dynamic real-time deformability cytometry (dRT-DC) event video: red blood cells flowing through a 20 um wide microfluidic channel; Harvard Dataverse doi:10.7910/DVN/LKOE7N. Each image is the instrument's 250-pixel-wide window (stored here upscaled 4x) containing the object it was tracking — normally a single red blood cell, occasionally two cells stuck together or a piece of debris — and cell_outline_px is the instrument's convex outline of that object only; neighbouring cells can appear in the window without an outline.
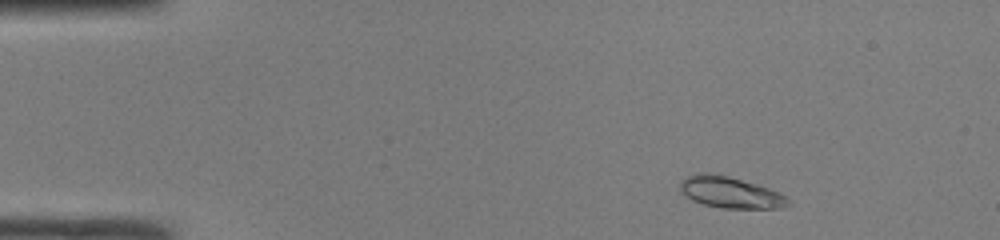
{"species": "common noctule bat (a hibernating species)", "species_latin": "Nyctalus noctula", "temperature_condition": "room temperature", "stored_images_in_passage": 46, "camera_frame_rate_fps": 3000, "um_per_image_px": 0.085, "animal": {"sex": "male", "body_mass_g": 19.0, "forearm_length_mm": 50.8}, "frame": {"image": 1, "passage_image": 4, "time_ms": 1.0, "image_size_px": [1000, 240], "cell_outline_px": [[792, 204], [780, 208], [720, 208], [704, 204], [692, 200], [680, 192], [680, 180], [696, 172], [704, 172], [728, 176], [756, 184], [780, 192], [788, 196], [792, 200]], "centroid_in_image_um": [62.1, 16.36], "position_along_channel_um": 22.9, "area_um2": 19.94}}
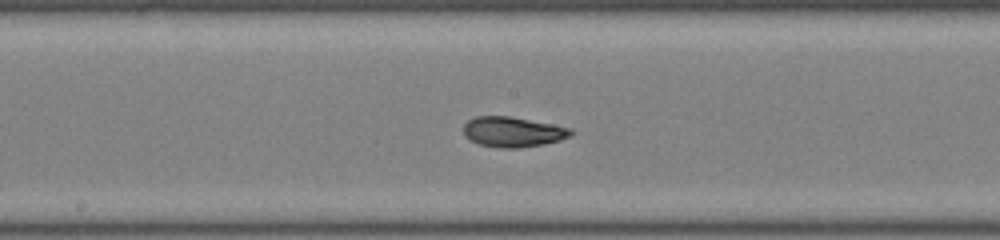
{"frame": {"image": 2, "passage_image": 23, "time_ms": 7.333, "image_size_px": [1000, 240], "cell_outline_px": [[572, 136], [560, 140], [544, 144], [520, 148], [500, 148], [480, 144], [464, 136], [464, 124], [468, 120], [476, 116], [512, 116], [572, 128]], "centroid_in_image_um": [43.61, 11.2], "position_along_channel_um": 204.6, "area_um2": 18.96}}
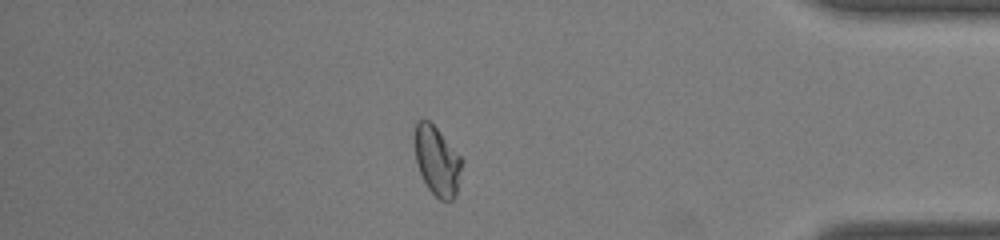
{"frame": {"image": 3, "passage_image": 39, "time_ms": 12.667, "image_size_px": [1000, 240], "cell_outline_px": [[464, 160], [456, 196], [452, 200], [440, 200], [428, 188], [420, 172], [416, 160], [412, 144], [412, 136], [416, 120], [428, 120], [436, 128]], "centroid_in_image_um": [37.13, 13.65], "position_along_channel_um": 398.1, "area_um2": 19.36}, "authors_computed_cell_mechanics": {"area_um2": 18.9295, "velocity_mm_per_s": 4.2047, "shape_relaxation_time_tau1_ms": 8.4171, "shape_relaxation_time_tau2_ms": 0.9154, "deformation_change_tau1": 0.2162, "deformation_change_tau2": 0.0412}}